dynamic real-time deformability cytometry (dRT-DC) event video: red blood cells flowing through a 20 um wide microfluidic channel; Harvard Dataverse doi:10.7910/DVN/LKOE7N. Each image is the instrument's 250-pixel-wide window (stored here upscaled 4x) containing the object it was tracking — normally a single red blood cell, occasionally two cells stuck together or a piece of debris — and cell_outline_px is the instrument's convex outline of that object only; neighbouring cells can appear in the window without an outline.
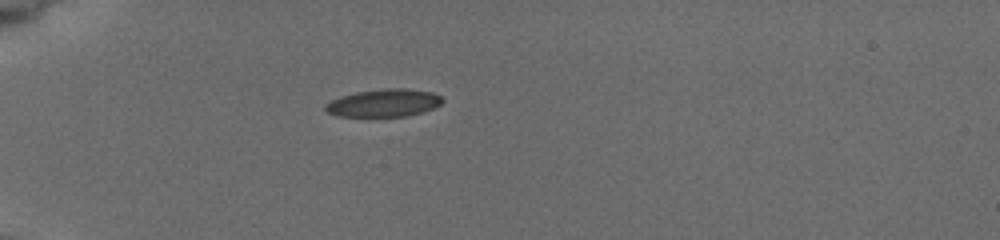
{"species": "common noctule bat (a hibernating species)", "species_latin": "Nyctalus noctula", "temperature_condition": "cold", "stored_images_in_passage": 2, "camera_frame_rate_fps": 3000, "um_per_image_px": 0.085, "animal": {"sex": "female", "body_mass_g": 19.5, "forearm_length_mm": 54.1}, "frame": {"image": 1, "passage_image": 1, "time_ms": 0.0, "image_size_px": [1000, 240], "cell_outline_px": [[444, 100], [440, 104], [432, 108], [420, 112], [404, 116], [340, 116], [328, 112], [324, 108], [332, 100], [340, 96], [356, 92], [380, 88], [404, 88], [432, 92], [440, 96]], "centroid_in_image_um": [32.63, 8.73], "position_along_channel_um": 52.4, "area_um2": 18.61}}